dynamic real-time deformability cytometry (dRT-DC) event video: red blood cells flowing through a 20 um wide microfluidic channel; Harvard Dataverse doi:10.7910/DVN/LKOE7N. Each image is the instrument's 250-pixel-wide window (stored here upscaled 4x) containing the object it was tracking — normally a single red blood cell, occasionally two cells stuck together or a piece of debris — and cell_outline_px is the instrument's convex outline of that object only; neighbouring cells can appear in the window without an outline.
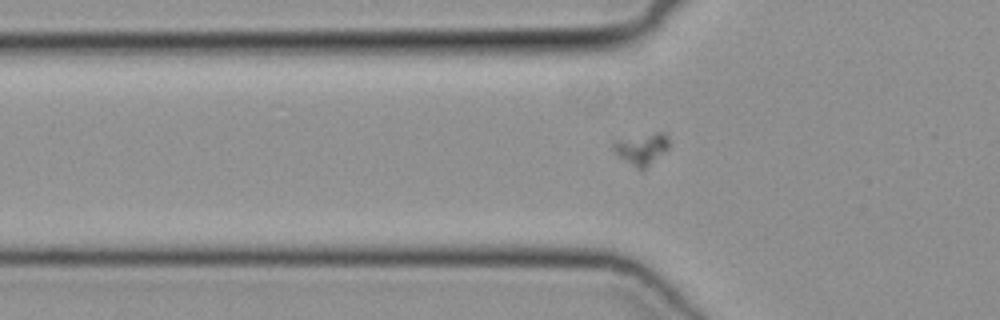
{"species": "common noctule bat (a hibernating species)", "species_latin": "Nyctalus noctula", "temperature_condition": "cold", "stored_images_in_passage": 39, "camera_frame_rate_fps": 3000, "um_per_image_px": 0.085, "animal": {"sex": "female", "body_mass_g": 19.3, "forearm_length_mm": 54.1}, "frame": {"image": 1, "passage_image": 3, "time_ms": 0.667, "image_size_px": [1000, 320], "cell_outline_px": [[668, 148], [664, 152], [640, 172], [624, 160], [612, 148], [612, 144], [616, 140], [656, 132], [664, 132], [668, 136]], "centroid_in_image_um": [54.54, 12.66], "position_along_channel_um": 71.3, "area_um2": 10.06}}
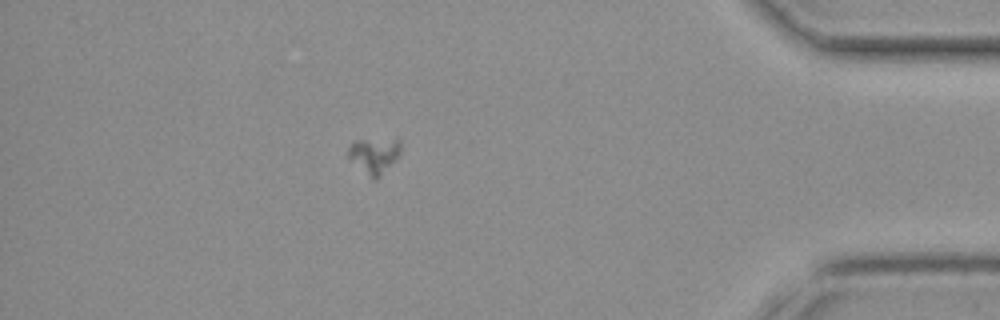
{"frame": {"image": 2, "passage_image": 32, "time_ms": 10.333, "image_size_px": [1000, 320], "cell_outline_px": [[400, 152], [396, 160], [376, 180], [372, 180], [348, 160], [348, 148], [356, 140], [400, 140]], "centroid_in_image_um": [31.77, 13.26], "position_along_channel_um": 403.4, "area_um2": 10.92}}